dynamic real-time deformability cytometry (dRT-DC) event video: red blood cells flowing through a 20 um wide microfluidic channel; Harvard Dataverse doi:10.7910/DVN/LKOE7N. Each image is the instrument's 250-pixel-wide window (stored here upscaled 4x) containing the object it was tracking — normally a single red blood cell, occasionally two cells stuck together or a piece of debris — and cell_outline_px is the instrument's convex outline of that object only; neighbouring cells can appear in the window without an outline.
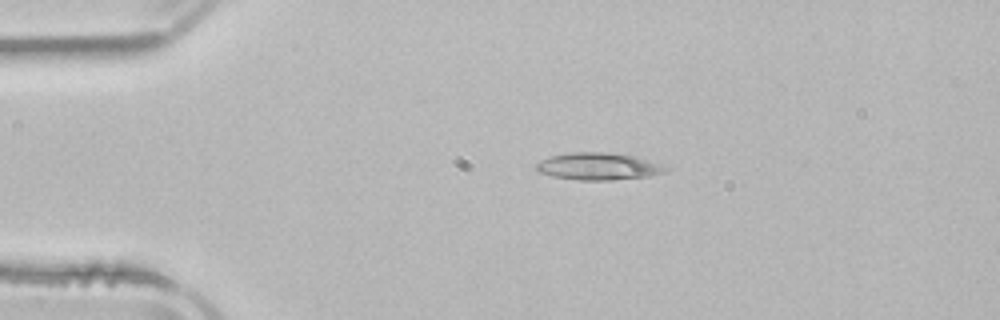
{"species": "common noctule bat (a hibernating species)", "species_latin": "Nyctalus noctula", "temperature_condition": "room temperature", "stored_images_in_passage": 3, "camera_frame_rate_fps": 3000, "um_per_image_px": 0.085, "animal": {"sex": "male", "body_mass_g": 21.5, "forearm_length_mm": 52.0}, "frame": {"image": 1, "passage_image": 1, "time_ms": 0.0, "image_size_px": [1000, 320], "cell_outline_px": [[672, 168], [664, 172], [652, 176], [612, 180], [580, 180], [552, 176], [540, 172], [536, 168], [536, 164], [540, 160], [552, 156], [572, 152], [608, 152], [636, 156], [664, 164]], "centroid_in_image_um": [50.95, 14.14], "position_along_channel_um": 34.1, "area_um2": 20.69}}
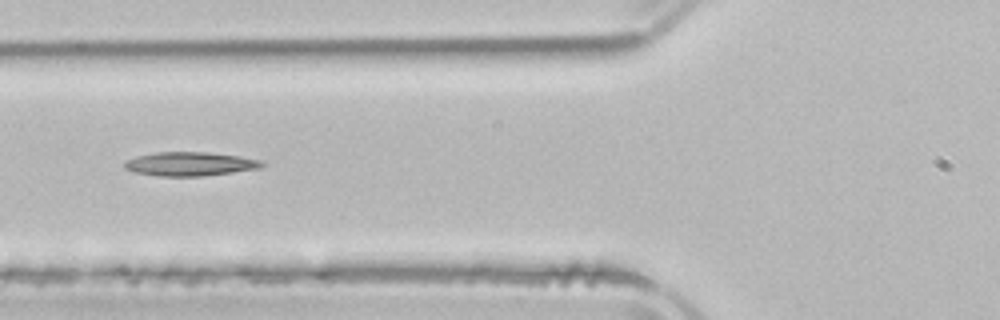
{"frame": {"image": 2, "passage_image": 3, "time_ms": 3.0, "image_size_px": [1000, 320], "cell_outline_px": [[264, 164], [260, 168], [204, 176], [160, 176], [132, 172], [124, 168], [124, 160], [136, 156], [156, 152], [208, 152], [240, 156], [264, 160]], "centroid_in_image_um": [16.13, 13.93], "position_along_channel_um": 109.7, "area_um2": 19.31}}